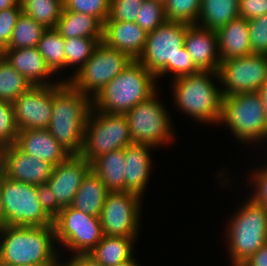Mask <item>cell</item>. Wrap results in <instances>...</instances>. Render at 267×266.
<instances>
[{
    "mask_svg": "<svg viewBox=\"0 0 267 266\" xmlns=\"http://www.w3.org/2000/svg\"><path fill=\"white\" fill-rule=\"evenodd\" d=\"M158 86L156 76L138 60H132L92 98V109L125 115L160 89Z\"/></svg>",
    "mask_w": 267,
    "mask_h": 266,
    "instance_id": "8992f818",
    "label": "cell"
},
{
    "mask_svg": "<svg viewBox=\"0 0 267 266\" xmlns=\"http://www.w3.org/2000/svg\"><path fill=\"white\" fill-rule=\"evenodd\" d=\"M53 165L21 151L15 144L1 150L0 171L7 178L32 185H43Z\"/></svg>",
    "mask_w": 267,
    "mask_h": 266,
    "instance_id": "2e32d148",
    "label": "cell"
},
{
    "mask_svg": "<svg viewBox=\"0 0 267 266\" xmlns=\"http://www.w3.org/2000/svg\"><path fill=\"white\" fill-rule=\"evenodd\" d=\"M15 145L28 155L44 160L53 166L65 161L71 155L47 129L19 130Z\"/></svg>",
    "mask_w": 267,
    "mask_h": 266,
    "instance_id": "7402d4cb",
    "label": "cell"
},
{
    "mask_svg": "<svg viewBox=\"0 0 267 266\" xmlns=\"http://www.w3.org/2000/svg\"><path fill=\"white\" fill-rule=\"evenodd\" d=\"M143 201L132 192H109L99 216L103 235L138 238Z\"/></svg>",
    "mask_w": 267,
    "mask_h": 266,
    "instance_id": "4fadbf2b",
    "label": "cell"
},
{
    "mask_svg": "<svg viewBox=\"0 0 267 266\" xmlns=\"http://www.w3.org/2000/svg\"><path fill=\"white\" fill-rule=\"evenodd\" d=\"M92 99L68 82L53 85V109L48 132L71 155H79Z\"/></svg>",
    "mask_w": 267,
    "mask_h": 266,
    "instance_id": "3957f363",
    "label": "cell"
},
{
    "mask_svg": "<svg viewBox=\"0 0 267 266\" xmlns=\"http://www.w3.org/2000/svg\"><path fill=\"white\" fill-rule=\"evenodd\" d=\"M20 3L22 13L46 29L56 28L64 8L63 0H20Z\"/></svg>",
    "mask_w": 267,
    "mask_h": 266,
    "instance_id": "1f68e13d",
    "label": "cell"
},
{
    "mask_svg": "<svg viewBox=\"0 0 267 266\" xmlns=\"http://www.w3.org/2000/svg\"><path fill=\"white\" fill-rule=\"evenodd\" d=\"M170 84L172 105L178 113L204 126H218L224 99L218 72L200 71L176 78Z\"/></svg>",
    "mask_w": 267,
    "mask_h": 266,
    "instance_id": "7a4b0ae2",
    "label": "cell"
},
{
    "mask_svg": "<svg viewBox=\"0 0 267 266\" xmlns=\"http://www.w3.org/2000/svg\"><path fill=\"white\" fill-rule=\"evenodd\" d=\"M131 143L130 128L125 115L109 114L91 108L79 155L91 163L95 158L125 148Z\"/></svg>",
    "mask_w": 267,
    "mask_h": 266,
    "instance_id": "9c48e42d",
    "label": "cell"
},
{
    "mask_svg": "<svg viewBox=\"0 0 267 266\" xmlns=\"http://www.w3.org/2000/svg\"><path fill=\"white\" fill-rule=\"evenodd\" d=\"M65 42V73L72 70L67 75V82L83 67L86 61L92 56L94 49L99 42L94 38L74 37L64 39ZM76 67V68H75Z\"/></svg>",
    "mask_w": 267,
    "mask_h": 266,
    "instance_id": "f546056e",
    "label": "cell"
},
{
    "mask_svg": "<svg viewBox=\"0 0 267 266\" xmlns=\"http://www.w3.org/2000/svg\"><path fill=\"white\" fill-rule=\"evenodd\" d=\"M53 226L60 255L89 254L104 236L99 217L71 206L60 211Z\"/></svg>",
    "mask_w": 267,
    "mask_h": 266,
    "instance_id": "30bf717a",
    "label": "cell"
},
{
    "mask_svg": "<svg viewBox=\"0 0 267 266\" xmlns=\"http://www.w3.org/2000/svg\"><path fill=\"white\" fill-rule=\"evenodd\" d=\"M219 125L227 127L239 144L263 150L267 145V114L259 92L224 96Z\"/></svg>",
    "mask_w": 267,
    "mask_h": 266,
    "instance_id": "52a82bcc",
    "label": "cell"
},
{
    "mask_svg": "<svg viewBox=\"0 0 267 266\" xmlns=\"http://www.w3.org/2000/svg\"><path fill=\"white\" fill-rule=\"evenodd\" d=\"M265 210L267 211V202L264 204Z\"/></svg>",
    "mask_w": 267,
    "mask_h": 266,
    "instance_id": "f5cc1de1",
    "label": "cell"
},
{
    "mask_svg": "<svg viewBox=\"0 0 267 266\" xmlns=\"http://www.w3.org/2000/svg\"><path fill=\"white\" fill-rule=\"evenodd\" d=\"M48 266H69V263L61 255H59L53 262Z\"/></svg>",
    "mask_w": 267,
    "mask_h": 266,
    "instance_id": "681fc988",
    "label": "cell"
},
{
    "mask_svg": "<svg viewBox=\"0 0 267 266\" xmlns=\"http://www.w3.org/2000/svg\"><path fill=\"white\" fill-rule=\"evenodd\" d=\"M267 155L264 154L262 159L264 162L259 164V167L251 168L248 172L247 183L248 188L251 189L247 197L251 198L255 203L264 205L267 202ZM264 164V165H263ZM249 177V178H248ZM249 181V182H248ZM251 192V193H250Z\"/></svg>",
    "mask_w": 267,
    "mask_h": 266,
    "instance_id": "8d00e7d4",
    "label": "cell"
},
{
    "mask_svg": "<svg viewBox=\"0 0 267 266\" xmlns=\"http://www.w3.org/2000/svg\"><path fill=\"white\" fill-rule=\"evenodd\" d=\"M138 238L103 236L89 255L103 266H113L135 256Z\"/></svg>",
    "mask_w": 267,
    "mask_h": 266,
    "instance_id": "484cf974",
    "label": "cell"
},
{
    "mask_svg": "<svg viewBox=\"0 0 267 266\" xmlns=\"http://www.w3.org/2000/svg\"><path fill=\"white\" fill-rule=\"evenodd\" d=\"M64 9L97 18L103 25L108 19L110 0H63Z\"/></svg>",
    "mask_w": 267,
    "mask_h": 266,
    "instance_id": "d590c367",
    "label": "cell"
},
{
    "mask_svg": "<svg viewBox=\"0 0 267 266\" xmlns=\"http://www.w3.org/2000/svg\"><path fill=\"white\" fill-rule=\"evenodd\" d=\"M1 54L33 86H51L61 82L46 65L37 47L5 49Z\"/></svg>",
    "mask_w": 267,
    "mask_h": 266,
    "instance_id": "ffe728a7",
    "label": "cell"
},
{
    "mask_svg": "<svg viewBox=\"0 0 267 266\" xmlns=\"http://www.w3.org/2000/svg\"><path fill=\"white\" fill-rule=\"evenodd\" d=\"M61 256L69 263V266H103L101 263L95 261L89 254L61 255Z\"/></svg>",
    "mask_w": 267,
    "mask_h": 266,
    "instance_id": "ee69618b",
    "label": "cell"
},
{
    "mask_svg": "<svg viewBox=\"0 0 267 266\" xmlns=\"http://www.w3.org/2000/svg\"><path fill=\"white\" fill-rule=\"evenodd\" d=\"M147 35L135 22L106 20L102 42L125 53L132 60H138L144 51Z\"/></svg>",
    "mask_w": 267,
    "mask_h": 266,
    "instance_id": "44dd1931",
    "label": "cell"
},
{
    "mask_svg": "<svg viewBox=\"0 0 267 266\" xmlns=\"http://www.w3.org/2000/svg\"><path fill=\"white\" fill-rule=\"evenodd\" d=\"M267 14V0H239V17L247 21Z\"/></svg>",
    "mask_w": 267,
    "mask_h": 266,
    "instance_id": "7bdbcfd3",
    "label": "cell"
},
{
    "mask_svg": "<svg viewBox=\"0 0 267 266\" xmlns=\"http://www.w3.org/2000/svg\"><path fill=\"white\" fill-rule=\"evenodd\" d=\"M91 170V165L80 155H70L65 161L53 167L47 185L62 207L72 204L84 177Z\"/></svg>",
    "mask_w": 267,
    "mask_h": 266,
    "instance_id": "e0dca14e",
    "label": "cell"
},
{
    "mask_svg": "<svg viewBox=\"0 0 267 266\" xmlns=\"http://www.w3.org/2000/svg\"><path fill=\"white\" fill-rule=\"evenodd\" d=\"M251 52L267 55V14L248 21Z\"/></svg>",
    "mask_w": 267,
    "mask_h": 266,
    "instance_id": "f35d334b",
    "label": "cell"
},
{
    "mask_svg": "<svg viewBox=\"0 0 267 266\" xmlns=\"http://www.w3.org/2000/svg\"><path fill=\"white\" fill-rule=\"evenodd\" d=\"M22 14L21 3L0 11V54L8 47L14 27Z\"/></svg>",
    "mask_w": 267,
    "mask_h": 266,
    "instance_id": "ab89813d",
    "label": "cell"
},
{
    "mask_svg": "<svg viewBox=\"0 0 267 266\" xmlns=\"http://www.w3.org/2000/svg\"><path fill=\"white\" fill-rule=\"evenodd\" d=\"M6 225L5 211L3 208L2 192H1V171H0V229Z\"/></svg>",
    "mask_w": 267,
    "mask_h": 266,
    "instance_id": "bcb514c9",
    "label": "cell"
},
{
    "mask_svg": "<svg viewBox=\"0 0 267 266\" xmlns=\"http://www.w3.org/2000/svg\"><path fill=\"white\" fill-rule=\"evenodd\" d=\"M240 200L229 215L224 231L225 248L231 266H240L267 243V211L251 198ZM226 238V239H225Z\"/></svg>",
    "mask_w": 267,
    "mask_h": 266,
    "instance_id": "5b68a950",
    "label": "cell"
},
{
    "mask_svg": "<svg viewBox=\"0 0 267 266\" xmlns=\"http://www.w3.org/2000/svg\"><path fill=\"white\" fill-rule=\"evenodd\" d=\"M45 30L46 28L35 19L22 13L18 18L6 49L37 47Z\"/></svg>",
    "mask_w": 267,
    "mask_h": 266,
    "instance_id": "d6a6232c",
    "label": "cell"
},
{
    "mask_svg": "<svg viewBox=\"0 0 267 266\" xmlns=\"http://www.w3.org/2000/svg\"><path fill=\"white\" fill-rule=\"evenodd\" d=\"M64 48V38L55 28L46 29L37 45V49L39 53L43 56V59L49 69L56 76H61L59 77V79L61 78L60 80L62 82H67V74H63L65 71ZM62 75L66 76L63 77Z\"/></svg>",
    "mask_w": 267,
    "mask_h": 266,
    "instance_id": "f1b7e54d",
    "label": "cell"
},
{
    "mask_svg": "<svg viewBox=\"0 0 267 266\" xmlns=\"http://www.w3.org/2000/svg\"><path fill=\"white\" fill-rule=\"evenodd\" d=\"M59 255L53 225L0 229V266L50 264Z\"/></svg>",
    "mask_w": 267,
    "mask_h": 266,
    "instance_id": "277c9868",
    "label": "cell"
},
{
    "mask_svg": "<svg viewBox=\"0 0 267 266\" xmlns=\"http://www.w3.org/2000/svg\"><path fill=\"white\" fill-rule=\"evenodd\" d=\"M141 263L137 262V259L135 257L131 258L128 261H124L121 263H118L117 265H113V266H141Z\"/></svg>",
    "mask_w": 267,
    "mask_h": 266,
    "instance_id": "f907efd6",
    "label": "cell"
},
{
    "mask_svg": "<svg viewBox=\"0 0 267 266\" xmlns=\"http://www.w3.org/2000/svg\"><path fill=\"white\" fill-rule=\"evenodd\" d=\"M259 94L262 97L265 109H266V114H267V81L261 86L259 90Z\"/></svg>",
    "mask_w": 267,
    "mask_h": 266,
    "instance_id": "c3c4849f",
    "label": "cell"
},
{
    "mask_svg": "<svg viewBox=\"0 0 267 266\" xmlns=\"http://www.w3.org/2000/svg\"><path fill=\"white\" fill-rule=\"evenodd\" d=\"M37 192L42 209L54 220L63 208L58 204L57 198L53 196L52 189L45 183L37 185Z\"/></svg>",
    "mask_w": 267,
    "mask_h": 266,
    "instance_id": "b9f144b4",
    "label": "cell"
},
{
    "mask_svg": "<svg viewBox=\"0 0 267 266\" xmlns=\"http://www.w3.org/2000/svg\"><path fill=\"white\" fill-rule=\"evenodd\" d=\"M187 27L186 23L167 20L148 33L138 61L156 76L157 81L170 75L174 80L201 71L184 46Z\"/></svg>",
    "mask_w": 267,
    "mask_h": 266,
    "instance_id": "6da1fadb",
    "label": "cell"
},
{
    "mask_svg": "<svg viewBox=\"0 0 267 266\" xmlns=\"http://www.w3.org/2000/svg\"><path fill=\"white\" fill-rule=\"evenodd\" d=\"M18 131L13 104L0 100V150L15 144Z\"/></svg>",
    "mask_w": 267,
    "mask_h": 266,
    "instance_id": "74e56055",
    "label": "cell"
},
{
    "mask_svg": "<svg viewBox=\"0 0 267 266\" xmlns=\"http://www.w3.org/2000/svg\"><path fill=\"white\" fill-rule=\"evenodd\" d=\"M103 27L95 17L63 8L55 29L64 39L85 37L94 38L100 43L103 41Z\"/></svg>",
    "mask_w": 267,
    "mask_h": 266,
    "instance_id": "cb8c5ba5",
    "label": "cell"
},
{
    "mask_svg": "<svg viewBox=\"0 0 267 266\" xmlns=\"http://www.w3.org/2000/svg\"><path fill=\"white\" fill-rule=\"evenodd\" d=\"M49 264H31V265H23V266H48Z\"/></svg>",
    "mask_w": 267,
    "mask_h": 266,
    "instance_id": "816d5d0a",
    "label": "cell"
},
{
    "mask_svg": "<svg viewBox=\"0 0 267 266\" xmlns=\"http://www.w3.org/2000/svg\"><path fill=\"white\" fill-rule=\"evenodd\" d=\"M202 0H166L165 14L168 21L196 25Z\"/></svg>",
    "mask_w": 267,
    "mask_h": 266,
    "instance_id": "836d02e7",
    "label": "cell"
},
{
    "mask_svg": "<svg viewBox=\"0 0 267 266\" xmlns=\"http://www.w3.org/2000/svg\"><path fill=\"white\" fill-rule=\"evenodd\" d=\"M132 59L117 49L100 42L92 56L68 83L91 99L122 72Z\"/></svg>",
    "mask_w": 267,
    "mask_h": 266,
    "instance_id": "8fae6325",
    "label": "cell"
},
{
    "mask_svg": "<svg viewBox=\"0 0 267 266\" xmlns=\"http://www.w3.org/2000/svg\"><path fill=\"white\" fill-rule=\"evenodd\" d=\"M218 75L224 96L259 92L267 81V55L250 54L221 61Z\"/></svg>",
    "mask_w": 267,
    "mask_h": 266,
    "instance_id": "5bb4252c",
    "label": "cell"
},
{
    "mask_svg": "<svg viewBox=\"0 0 267 266\" xmlns=\"http://www.w3.org/2000/svg\"><path fill=\"white\" fill-rule=\"evenodd\" d=\"M20 0H0V11L17 5Z\"/></svg>",
    "mask_w": 267,
    "mask_h": 266,
    "instance_id": "7dc6e473",
    "label": "cell"
},
{
    "mask_svg": "<svg viewBox=\"0 0 267 266\" xmlns=\"http://www.w3.org/2000/svg\"><path fill=\"white\" fill-rule=\"evenodd\" d=\"M1 192L7 226L53 225L39 202L36 185L11 180L1 172Z\"/></svg>",
    "mask_w": 267,
    "mask_h": 266,
    "instance_id": "7c38bea8",
    "label": "cell"
},
{
    "mask_svg": "<svg viewBox=\"0 0 267 266\" xmlns=\"http://www.w3.org/2000/svg\"><path fill=\"white\" fill-rule=\"evenodd\" d=\"M153 149L157 148L138 143H131L124 148V191L139 195L142 199L147 194L146 188L152 177Z\"/></svg>",
    "mask_w": 267,
    "mask_h": 266,
    "instance_id": "ac0fdd59",
    "label": "cell"
},
{
    "mask_svg": "<svg viewBox=\"0 0 267 266\" xmlns=\"http://www.w3.org/2000/svg\"><path fill=\"white\" fill-rule=\"evenodd\" d=\"M125 163L124 148H121L95 158L90 165L110 192H118L124 191Z\"/></svg>",
    "mask_w": 267,
    "mask_h": 266,
    "instance_id": "4316f807",
    "label": "cell"
},
{
    "mask_svg": "<svg viewBox=\"0 0 267 266\" xmlns=\"http://www.w3.org/2000/svg\"><path fill=\"white\" fill-rule=\"evenodd\" d=\"M240 266H267V243L246 259Z\"/></svg>",
    "mask_w": 267,
    "mask_h": 266,
    "instance_id": "f6af8a7d",
    "label": "cell"
},
{
    "mask_svg": "<svg viewBox=\"0 0 267 266\" xmlns=\"http://www.w3.org/2000/svg\"><path fill=\"white\" fill-rule=\"evenodd\" d=\"M218 52L221 61L244 57L251 52L249 24L243 17H237L217 31Z\"/></svg>",
    "mask_w": 267,
    "mask_h": 266,
    "instance_id": "603a6c76",
    "label": "cell"
},
{
    "mask_svg": "<svg viewBox=\"0 0 267 266\" xmlns=\"http://www.w3.org/2000/svg\"><path fill=\"white\" fill-rule=\"evenodd\" d=\"M184 46L201 71L218 72L221 59L216 31L198 25H188Z\"/></svg>",
    "mask_w": 267,
    "mask_h": 266,
    "instance_id": "d6986e66",
    "label": "cell"
},
{
    "mask_svg": "<svg viewBox=\"0 0 267 266\" xmlns=\"http://www.w3.org/2000/svg\"><path fill=\"white\" fill-rule=\"evenodd\" d=\"M12 104L18 130L48 129L53 109V85L33 86Z\"/></svg>",
    "mask_w": 267,
    "mask_h": 266,
    "instance_id": "9a60e30c",
    "label": "cell"
},
{
    "mask_svg": "<svg viewBox=\"0 0 267 266\" xmlns=\"http://www.w3.org/2000/svg\"><path fill=\"white\" fill-rule=\"evenodd\" d=\"M160 90H157L147 100L130 109L125 117L130 128L132 143L147 144L152 147L172 145L175 139V124L171 111L166 107ZM169 110V111H168Z\"/></svg>",
    "mask_w": 267,
    "mask_h": 266,
    "instance_id": "ba28073f",
    "label": "cell"
},
{
    "mask_svg": "<svg viewBox=\"0 0 267 266\" xmlns=\"http://www.w3.org/2000/svg\"><path fill=\"white\" fill-rule=\"evenodd\" d=\"M239 16V0H202L196 25L217 31Z\"/></svg>",
    "mask_w": 267,
    "mask_h": 266,
    "instance_id": "83f0119b",
    "label": "cell"
},
{
    "mask_svg": "<svg viewBox=\"0 0 267 266\" xmlns=\"http://www.w3.org/2000/svg\"><path fill=\"white\" fill-rule=\"evenodd\" d=\"M109 192L100 178L90 170L75 194L71 207L99 217Z\"/></svg>",
    "mask_w": 267,
    "mask_h": 266,
    "instance_id": "d4e9b609",
    "label": "cell"
},
{
    "mask_svg": "<svg viewBox=\"0 0 267 266\" xmlns=\"http://www.w3.org/2000/svg\"><path fill=\"white\" fill-rule=\"evenodd\" d=\"M144 0H110L107 20L135 22Z\"/></svg>",
    "mask_w": 267,
    "mask_h": 266,
    "instance_id": "60d3db41",
    "label": "cell"
},
{
    "mask_svg": "<svg viewBox=\"0 0 267 266\" xmlns=\"http://www.w3.org/2000/svg\"><path fill=\"white\" fill-rule=\"evenodd\" d=\"M167 21L164 3L157 0H144L135 23L147 34Z\"/></svg>",
    "mask_w": 267,
    "mask_h": 266,
    "instance_id": "e575fe53",
    "label": "cell"
},
{
    "mask_svg": "<svg viewBox=\"0 0 267 266\" xmlns=\"http://www.w3.org/2000/svg\"><path fill=\"white\" fill-rule=\"evenodd\" d=\"M33 85L0 54V100L13 103Z\"/></svg>",
    "mask_w": 267,
    "mask_h": 266,
    "instance_id": "4dcf8cb0",
    "label": "cell"
}]
</instances>
